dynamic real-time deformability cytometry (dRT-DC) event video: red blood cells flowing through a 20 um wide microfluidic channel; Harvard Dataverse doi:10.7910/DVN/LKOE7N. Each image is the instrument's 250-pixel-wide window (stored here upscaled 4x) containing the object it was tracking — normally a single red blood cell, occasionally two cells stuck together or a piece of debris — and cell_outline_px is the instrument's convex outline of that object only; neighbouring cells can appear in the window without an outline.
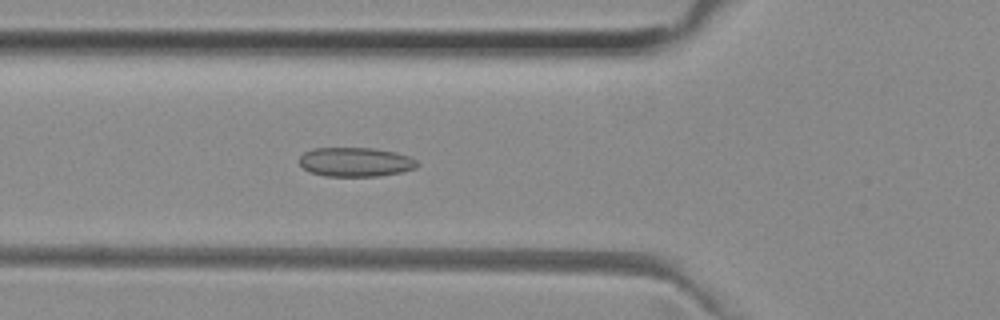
{"species": "common noctule bat (a hibernating species)", "species_latin": "Nyctalus noctula", "temperature_condition": "room temperature", "stored_images_in_passage": 51, "camera_frame_rate_fps": 3000, "um_per_image_px": 0.085, "animal": {"sex": "female", "body_mass_g": 29.2, "forearm_length_mm": 56.3}, "frame": {"image": 1, "passage_image": 18, "time_ms": 5.667, "image_size_px": [1000, 320], "cell_outline_px": [[420, 164], [416, 168], [404, 172], [380, 176], [324, 176], [308, 172], [300, 164], [300, 156], [304, 152], [312, 148], [372, 148], [396, 152], [408, 156], [416, 160]], "centroid_in_image_um": [30.23, 13.78], "position_along_channel_um": 95.6, "area_um2": 20.29}}
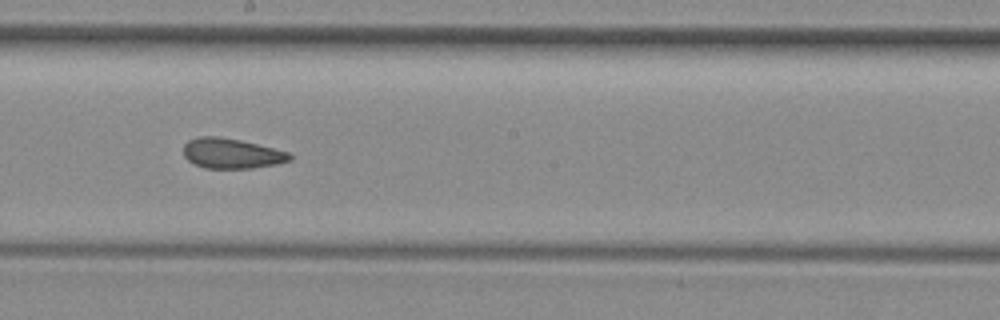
{"frame": {"image": 2, "passage_image": 28, "time_ms": 9.0, "image_size_px": [1000, 320], "cell_outline_px": [[292, 160], [276, 164], [252, 168], [204, 168], [188, 160], [184, 156], [184, 144], [188, 140], [200, 136], [220, 136], [240, 140], [288, 152], [292, 156]], "centroid_in_image_um": [19.67, 13.04], "position_along_channel_um": 228.5, "area_um2": 18.55}}
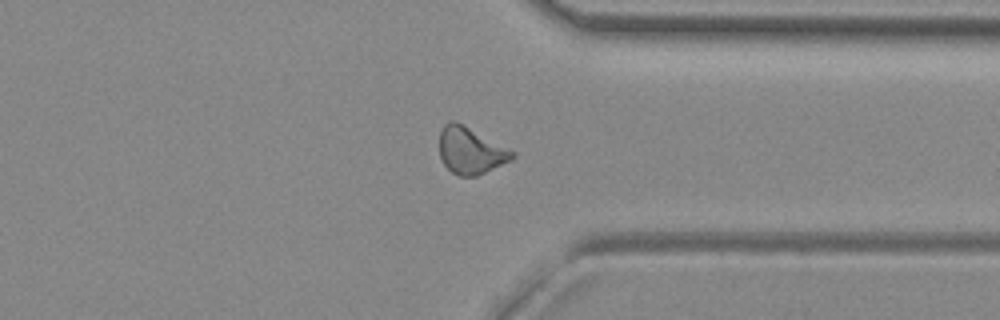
{"frame": {"image": 3, "passage_image": 39, "time_ms": 12.667, "image_size_px": [1000, 320], "cell_outline_px": [[516, 156], [512, 160], [476, 176], [460, 176], [452, 172], [444, 164], [440, 156], [440, 132], [444, 124], [448, 120], [456, 120], [516, 152]], "centroid_in_image_um": [40.01, 12.78], "position_along_channel_um": 371.4, "area_um2": 19.88}, "authors_computed_cell_mechanics": {"area_um2": 19.5942, "velocity_mm_per_s": 3.9823, "shape_relaxation_time_tau1_ms": null, "shape_relaxation_time_tau2_ms": 2.4747, "deformation_change_tau1": null, "deformation_change_tau2": 0.0696}}